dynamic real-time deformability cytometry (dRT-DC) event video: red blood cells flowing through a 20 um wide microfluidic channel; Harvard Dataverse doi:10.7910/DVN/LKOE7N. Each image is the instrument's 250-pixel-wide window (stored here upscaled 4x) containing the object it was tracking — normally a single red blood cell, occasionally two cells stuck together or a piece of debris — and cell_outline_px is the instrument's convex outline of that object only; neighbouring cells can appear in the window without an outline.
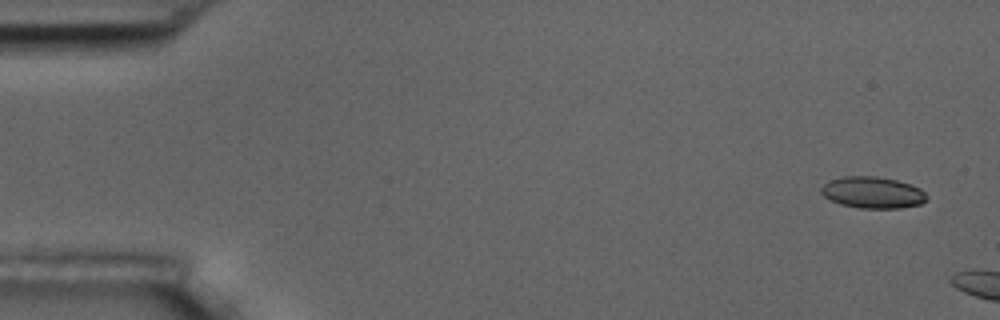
{"species": "common noctule bat (a hibernating species)", "species_latin": "Nyctalus noctula", "temperature_condition": "room temperature", "stored_images_in_passage": 5, "camera_frame_rate_fps": 3000, "um_per_image_px": 0.085, "animal": {"sex": "male", "body_mass_g": 17.5, "forearm_length_mm": 52.3}, "frame": {"image": 1, "passage_image": 1, "time_ms": 0.0, "image_size_px": [1000, 320], "cell_outline_px": [[928, 196], [920, 204], [900, 208], [860, 208], [840, 204], [824, 196], [820, 192], [820, 188], [828, 180], [844, 176], [876, 176], [896, 180], [920, 188]], "centroid_in_image_um": [74.14, 16.36], "position_along_channel_um": 10.9, "area_um2": 19.31}}